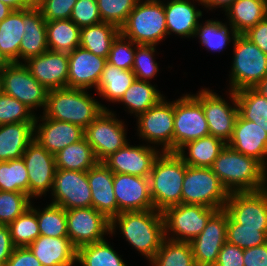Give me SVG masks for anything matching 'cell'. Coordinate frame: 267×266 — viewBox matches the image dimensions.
<instances>
[{
    "label": "cell",
    "mask_w": 267,
    "mask_h": 266,
    "mask_svg": "<svg viewBox=\"0 0 267 266\" xmlns=\"http://www.w3.org/2000/svg\"><path fill=\"white\" fill-rule=\"evenodd\" d=\"M163 97L155 106L140 114L135 131L139 141L157 147L161 152H174V99ZM137 128V129H136Z\"/></svg>",
    "instance_id": "obj_7"
},
{
    "label": "cell",
    "mask_w": 267,
    "mask_h": 266,
    "mask_svg": "<svg viewBox=\"0 0 267 266\" xmlns=\"http://www.w3.org/2000/svg\"><path fill=\"white\" fill-rule=\"evenodd\" d=\"M9 5L14 10L30 8L35 4V0H0Z\"/></svg>",
    "instance_id": "obj_59"
},
{
    "label": "cell",
    "mask_w": 267,
    "mask_h": 266,
    "mask_svg": "<svg viewBox=\"0 0 267 266\" xmlns=\"http://www.w3.org/2000/svg\"><path fill=\"white\" fill-rule=\"evenodd\" d=\"M14 9L0 1V22L5 19Z\"/></svg>",
    "instance_id": "obj_61"
},
{
    "label": "cell",
    "mask_w": 267,
    "mask_h": 266,
    "mask_svg": "<svg viewBox=\"0 0 267 266\" xmlns=\"http://www.w3.org/2000/svg\"><path fill=\"white\" fill-rule=\"evenodd\" d=\"M229 147L259 161L267 169V133L253 121L236 118Z\"/></svg>",
    "instance_id": "obj_25"
},
{
    "label": "cell",
    "mask_w": 267,
    "mask_h": 266,
    "mask_svg": "<svg viewBox=\"0 0 267 266\" xmlns=\"http://www.w3.org/2000/svg\"><path fill=\"white\" fill-rule=\"evenodd\" d=\"M153 83L135 79L116 104L121 103L126 113L137 118L165 97Z\"/></svg>",
    "instance_id": "obj_30"
},
{
    "label": "cell",
    "mask_w": 267,
    "mask_h": 266,
    "mask_svg": "<svg viewBox=\"0 0 267 266\" xmlns=\"http://www.w3.org/2000/svg\"><path fill=\"white\" fill-rule=\"evenodd\" d=\"M161 151L154 146L128 142L117 152L111 154L103 163L114 174H128L149 178L155 159Z\"/></svg>",
    "instance_id": "obj_17"
},
{
    "label": "cell",
    "mask_w": 267,
    "mask_h": 266,
    "mask_svg": "<svg viewBox=\"0 0 267 266\" xmlns=\"http://www.w3.org/2000/svg\"><path fill=\"white\" fill-rule=\"evenodd\" d=\"M209 135L202 104L190 92L174 99V153L184 144Z\"/></svg>",
    "instance_id": "obj_13"
},
{
    "label": "cell",
    "mask_w": 267,
    "mask_h": 266,
    "mask_svg": "<svg viewBox=\"0 0 267 266\" xmlns=\"http://www.w3.org/2000/svg\"><path fill=\"white\" fill-rule=\"evenodd\" d=\"M135 79L132 70H123L106 62L95 93L99 99L116 104Z\"/></svg>",
    "instance_id": "obj_34"
},
{
    "label": "cell",
    "mask_w": 267,
    "mask_h": 266,
    "mask_svg": "<svg viewBox=\"0 0 267 266\" xmlns=\"http://www.w3.org/2000/svg\"><path fill=\"white\" fill-rule=\"evenodd\" d=\"M34 203L32 201L31 206L8 225L14 247H28L40 236Z\"/></svg>",
    "instance_id": "obj_42"
},
{
    "label": "cell",
    "mask_w": 267,
    "mask_h": 266,
    "mask_svg": "<svg viewBox=\"0 0 267 266\" xmlns=\"http://www.w3.org/2000/svg\"><path fill=\"white\" fill-rule=\"evenodd\" d=\"M11 62L7 59V57L0 50V72L6 68Z\"/></svg>",
    "instance_id": "obj_62"
},
{
    "label": "cell",
    "mask_w": 267,
    "mask_h": 266,
    "mask_svg": "<svg viewBox=\"0 0 267 266\" xmlns=\"http://www.w3.org/2000/svg\"><path fill=\"white\" fill-rule=\"evenodd\" d=\"M237 34H244L267 16V0H236L224 13Z\"/></svg>",
    "instance_id": "obj_33"
},
{
    "label": "cell",
    "mask_w": 267,
    "mask_h": 266,
    "mask_svg": "<svg viewBox=\"0 0 267 266\" xmlns=\"http://www.w3.org/2000/svg\"><path fill=\"white\" fill-rule=\"evenodd\" d=\"M235 1L236 0H202V4L204 6L203 9L206 10L207 13L217 10L218 8L224 13Z\"/></svg>",
    "instance_id": "obj_58"
},
{
    "label": "cell",
    "mask_w": 267,
    "mask_h": 266,
    "mask_svg": "<svg viewBox=\"0 0 267 266\" xmlns=\"http://www.w3.org/2000/svg\"><path fill=\"white\" fill-rule=\"evenodd\" d=\"M225 143L212 135L184 144L176 154L187 166L211 168Z\"/></svg>",
    "instance_id": "obj_32"
},
{
    "label": "cell",
    "mask_w": 267,
    "mask_h": 266,
    "mask_svg": "<svg viewBox=\"0 0 267 266\" xmlns=\"http://www.w3.org/2000/svg\"><path fill=\"white\" fill-rule=\"evenodd\" d=\"M28 248L42 266H79L76 264L77 248L69 237L40 235Z\"/></svg>",
    "instance_id": "obj_27"
},
{
    "label": "cell",
    "mask_w": 267,
    "mask_h": 266,
    "mask_svg": "<svg viewBox=\"0 0 267 266\" xmlns=\"http://www.w3.org/2000/svg\"><path fill=\"white\" fill-rule=\"evenodd\" d=\"M24 65L48 91L67 87L68 53L47 50L41 55L30 58Z\"/></svg>",
    "instance_id": "obj_22"
},
{
    "label": "cell",
    "mask_w": 267,
    "mask_h": 266,
    "mask_svg": "<svg viewBox=\"0 0 267 266\" xmlns=\"http://www.w3.org/2000/svg\"><path fill=\"white\" fill-rule=\"evenodd\" d=\"M218 211L194 204H178L163 212L165 237L174 241L191 242L205 228L209 219Z\"/></svg>",
    "instance_id": "obj_11"
},
{
    "label": "cell",
    "mask_w": 267,
    "mask_h": 266,
    "mask_svg": "<svg viewBox=\"0 0 267 266\" xmlns=\"http://www.w3.org/2000/svg\"><path fill=\"white\" fill-rule=\"evenodd\" d=\"M211 169L229 193L267 188V169L255 158L237 152L227 144Z\"/></svg>",
    "instance_id": "obj_2"
},
{
    "label": "cell",
    "mask_w": 267,
    "mask_h": 266,
    "mask_svg": "<svg viewBox=\"0 0 267 266\" xmlns=\"http://www.w3.org/2000/svg\"><path fill=\"white\" fill-rule=\"evenodd\" d=\"M114 250V244L106 238L77 249V263L80 266H129L123 255ZM126 262V263H125Z\"/></svg>",
    "instance_id": "obj_37"
},
{
    "label": "cell",
    "mask_w": 267,
    "mask_h": 266,
    "mask_svg": "<svg viewBox=\"0 0 267 266\" xmlns=\"http://www.w3.org/2000/svg\"><path fill=\"white\" fill-rule=\"evenodd\" d=\"M70 20L80 28L101 23L97 0H77Z\"/></svg>",
    "instance_id": "obj_51"
},
{
    "label": "cell",
    "mask_w": 267,
    "mask_h": 266,
    "mask_svg": "<svg viewBox=\"0 0 267 266\" xmlns=\"http://www.w3.org/2000/svg\"><path fill=\"white\" fill-rule=\"evenodd\" d=\"M244 266H267V243L243 249Z\"/></svg>",
    "instance_id": "obj_56"
},
{
    "label": "cell",
    "mask_w": 267,
    "mask_h": 266,
    "mask_svg": "<svg viewBox=\"0 0 267 266\" xmlns=\"http://www.w3.org/2000/svg\"><path fill=\"white\" fill-rule=\"evenodd\" d=\"M4 266H42L28 247H15Z\"/></svg>",
    "instance_id": "obj_54"
},
{
    "label": "cell",
    "mask_w": 267,
    "mask_h": 266,
    "mask_svg": "<svg viewBox=\"0 0 267 266\" xmlns=\"http://www.w3.org/2000/svg\"><path fill=\"white\" fill-rule=\"evenodd\" d=\"M231 67L226 81L228 88L237 92L253 88L267 76V55L243 34L233 42Z\"/></svg>",
    "instance_id": "obj_6"
},
{
    "label": "cell",
    "mask_w": 267,
    "mask_h": 266,
    "mask_svg": "<svg viewBox=\"0 0 267 266\" xmlns=\"http://www.w3.org/2000/svg\"><path fill=\"white\" fill-rule=\"evenodd\" d=\"M1 92L16 98L36 115L46 107L48 90L29 72L24 63H10L0 72ZM39 109V110H38Z\"/></svg>",
    "instance_id": "obj_12"
},
{
    "label": "cell",
    "mask_w": 267,
    "mask_h": 266,
    "mask_svg": "<svg viewBox=\"0 0 267 266\" xmlns=\"http://www.w3.org/2000/svg\"><path fill=\"white\" fill-rule=\"evenodd\" d=\"M120 33L136 44L161 45L168 38L163 0H139Z\"/></svg>",
    "instance_id": "obj_5"
},
{
    "label": "cell",
    "mask_w": 267,
    "mask_h": 266,
    "mask_svg": "<svg viewBox=\"0 0 267 266\" xmlns=\"http://www.w3.org/2000/svg\"><path fill=\"white\" fill-rule=\"evenodd\" d=\"M185 173L186 164L176 153L159 154L149 175L150 194L155 210L163 212L167 207L181 204Z\"/></svg>",
    "instance_id": "obj_4"
},
{
    "label": "cell",
    "mask_w": 267,
    "mask_h": 266,
    "mask_svg": "<svg viewBox=\"0 0 267 266\" xmlns=\"http://www.w3.org/2000/svg\"><path fill=\"white\" fill-rule=\"evenodd\" d=\"M139 0H97L102 22L121 28Z\"/></svg>",
    "instance_id": "obj_48"
},
{
    "label": "cell",
    "mask_w": 267,
    "mask_h": 266,
    "mask_svg": "<svg viewBox=\"0 0 267 266\" xmlns=\"http://www.w3.org/2000/svg\"><path fill=\"white\" fill-rule=\"evenodd\" d=\"M85 137L81 126L65 121L53 120L37 114L34 123V139L49 153L56 155L68 145Z\"/></svg>",
    "instance_id": "obj_20"
},
{
    "label": "cell",
    "mask_w": 267,
    "mask_h": 266,
    "mask_svg": "<svg viewBox=\"0 0 267 266\" xmlns=\"http://www.w3.org/2000/svg\"><path fill=\"white\" fill-rule=\"evenodd\" d=\"M224 210L235 223L243 227L267 228V188L230 193Z\"/></svg>",
    "instance_id": "obj_18"
},
{
    "label": "cell",
    "mask_w": 267,
    "mask_h": 266,
    "mask_svg": "<svg viewBox=\"0 0 267 266\" xmlns=\"http://www.w3.org/2000/svg\"><path fill=\"white\" fill-rule=\"evenodd\" d=\"M42 208L36 205V215L40 235L52 237H68L66 210L49 202Z\"/></svg>",
    "instance_id": "obj_43"
},
{
    "label": "cell",
    "mask_w": 267,
    "mask_h": 266,
    "mask_svg": "<svg viewBox=\"0 0 267 266\" xmlns=\"http://www.w3.org/2000/svg\"><path fill=\"white\" fill-rule=\"evenodd\" d=\"M159 46L135 43V56L132 72L137 80L152 82L161 71L156 61Z\"/></svg>",
    "instance_id": "obj_45"
},
{
    "label": "cell",
    "mask_w": 267,
    "mask_h": 266,
    "mask_svg": "<svg viewBox=\"0 0 267 266\" xmlns=\"http://www.w3.org/2000/svg\"><path fill=\"white\" fill-rule=\"evenodd\" d=\"M0 190L23 192L29 196V178L21 158L0 162Z\"/></svg>",
    "instance_id": "obj_44"
},
{
    "label": "cell",
    "mask_w": 267,
    "mask_h": 266,
    "mask_svg": "<svg viewBox=\"0 0 267 266\" xmlns=\"http://www.w3.org/2000/svg\"><path fill=\"white\" fill-rule=\"evenodd\" d=\"M90 90L59 88L47 93L43 115L53 120L76 124L85 129L104 109H109L91 95Z\"/></svg>",
    "instance_id": "obj_3"
},
{
    "label": "cell",
    "mask_w": 267,
    "mask_h": 266,
    "mask_svg": "<svg viewBox=\"0 0 267 266\" xmlns=\"http://www.w3.org/2000/svg\"><path fill=\"white\" fill-rule=\"evenodd\" d=\"M113 186L117 201V215L126 211L154 209L149 178L128 174H114Z\"/></svg>",
    "instance_id": "obj_21"
},
{
    "label": "cell",
    "mask_w": 267,
    "mask_h": 266,
    "mask_svg": "<svg viewBox=\"0 0 267 266\" xmlns=\"http://www.w3.org/2000/svg\"><path fill=\"white\" fill-rule=\"evenodd\" d=\"M228 214L218 210L203 231L190 244L196 266H214L222 246L227 242Z\"/></svg>",
    "instance_id": "obj_19"
},
{
    "label": "cell",
    "mask_w": 267,
    "mask_h": 266,
    "mask_svg": "<svg viewBox=\"0 0 267 266\" xmlns=\"http://www.w3.org/2000/svg\"><path fill=\"white\" fill-rule=\"evenodd\" d=\"M24 33V9L13 10L0 22V50L11 63H19V47Z\"/></svg>",
    "instance_id": "obj_35"
},
{
    "label": "cell",
    "mask_w": 267,
    "mask_h": 266,
    "mask_svg": "<svg viewBox=\"0 0 267 266\" xmlns=\"http://www.w3.org/2000/svg\"><path fill=\"white\" fill-rule=\"evenodd\" d=\"M216 17L201 20L198 27L196 28V33L194 38L199 39L200 46H203L207 52L219 53L228 46H231L238 35L235 29L224 20L219 21ZM204 21V22H203ZM231 44V45H230Z\"/></svg>",
    "instance_id": "obj_31"
},
{
    "label": "cell",
    "mask_w": 267,
    "mask_h": 266,
    "mask_svg": "<svg viewBox=\"0 0 267 266\" xmlns=\"http://www.w3.org/2000/svg\"><path fill=\"white\" fill-rule=\"evenodd\" d=\"M125 121L116 111L104 109L85 129V138L98 162H103L131 140L127 137ZM128 138V139H127Z\"/></svg>",
    "instance_id": "obj_10"
},
{
    "label": "cell",
    "mask_w": 267,
    "mask_h": 266,
    "mask_svg": "<svg viewBox=\"0 0 267 266\" xmlns=\"http://www.w3.org/2000/svg\"><path fill=\"white\" fill-rule=\"evenodd\" d=\"M66 218L68 237L77 249L110 240V220L93 207L66 210Z\"/></svg>",
    "instance_id": "obj_15"
},
{
    "label": "cell",
    "mask_w": 267,
    "mask_h": 266,
    "mask_svg": "<svg viewBox=\"0 0 267 266\" xmlns=\"http://www.w3.org/2000/svg\"><path fill=\"white\" fill-rule=\"evenodd\" d=\"M220 95L214 89L201 87L192 95L202 104L205 118L208 123L209 135L222 140L225 144L231 140L234 124L238 116L236 94L232 90Z\"/></svg>",
    "instance_id": "obj_8"
},
{
    "label": "cell",
    "mask_w": 267,
    "mask_h": 266,
    "mask_svg": "<svg viewBox=\"0 0 267 266\" xmlns=\"http://www.w3.org/2000/svg\"><path fill=\"white\" fill-rule=\"evenodd\" d=\"M238 114L247 121H253L267 133V98L253 88L235 92Z\"/></svg>",
    "instance_id": "obj_41"
},
{
    "label": "cell",
    "mask_w": 267,
    "mask_h": 266,
    "mask_svg": "<svg viewBox=\"0 0 267 266\" xmlns=\"http://www.w3.org/2000/svg\"><path fill=\"white\" fill-rule=\"evenodd\" d=\"M229 194L211 168L186 165L181 203L222 210Z\"/></svg>",
    "instance_id": "obj_9"
},
{
    "label": "cell",
    "mask_w": 267,
    "mask_h": 266,
    "mask_svg": "<svg viewBox=\"0 0 267 266\" xmlns=\"http://www.w3.org/2000/svg\"><path fill=\"white\" fill-rule=\"evenodd\" d=\"M163 4L168 38L170 35H175V37L193 39L204 15L199 9L200 5L203 8L202 0H163Z\"/></svg>",
    "instance_id": "obj_24"
},
{
    "label": "cell",
    "mask_w": 267,
    "mask_h": 266,
    "mask_svg": "<svg viewBox=\"0 0 267 266\" xmlns=\"http://www.w3.org/2000/svg\"><path fill=\"white\" fill-rule=\"evenodd\" d=\"M77 0H35L46 21L70 19Z\"/></svg>",
    "instance_id": "obj_52"
},
{
    "label": "cell",
    "mask_w": 267,
    "mask_h": 266,
    "mask_svg": "<svg viewBox=\"0 0 267 266\" xmlns=\"http://www.w3.org/2000/svg\"><path fill=\"white\" fill-rule=\"evenodd\" d=\"M119 233L133 250L149 262L165 238L163 214L155 209L120 212L110 221V237Z\"/></svg>",
    "instance_id": "obj_1"
},
{
    "label": "cell",
    "mask_w": 267,
    "mask_h": 266,
    "mask_svg": "<svg viewBox=\"0 0 267 266\" xmlns=\"http://www.w3.org/2000/svg\"><path fill=\"white\" fill-rule=\"evenodd\" d=\"M150 266H196L190 242L164 238Z\"/></svg>",
    "instance_id": "obj_40"
},
{
    "label": "cell",
    "mask_w": 267,
    "mask_h": 266,
    "mask_svg": "<svg viewBox=\"0 0 267 266\" xmlns=\"http://www.w3.org/2000/svg\"><path fill=\"white\" fill-rule=\"evenodd\" d=\"M113 178L114 173L103 162H97L87 171L92 207L110 221L117 216V201L114 194Z\"/></svg>",
    "instance_id": "obj_26"
},
{
    "label": "cell",
    "mask_w": 267,
    "mask_h": 266,
    "mask_svg": "<svg viewBox=\"0 0 267 266\" xmlns=\"http://www.w3.org/2000/svg\"><path fill=\"white\" fill-rule=\"evenodd\" d=\"M135 56V43L121 33L113 41L107 63L123 70H132Z\"/></svg>",
    "instance_id": "obj_50"
},
{
    "label": "cell",
    "mask_w": 267,
    "mask_h": 266,
    "mask_svg": "<svg viewBox=\"0 0 267 266\" xmlns=\"http://www.w3.org/2000/svg\"><path fill=\"white\" fill-rule=\"evenodd\" d=\"M25 33L19 47V63L43 54L48 48L46 20L34 4L24 9Z\"/></svg>",
    "instance_id": "obj_28"
},
{
    "label": "cell",
    "mask_w": 267,
    "mask_h": 266,
    "mask_svg": "<svg viewBox=\"0 0 267 266\" xmlns=\"http://www.w3.org/2000/svg\"><path fill=\"white\" fill-rule=\"evenodd\" d=\"M55 162L57 169L87 172L98 161L92 147L84 137L60 150L55 155Z\"/></svg>",
    "instance_id": "obj_39"
},
{
    "label": "cell",
    "mask_w": 267,
    "mask_h": 266,
    "mask_svg": "<svg viewBox=\"0 0 267 266\" xmlns=\"http://www.w3.org/2000/svg\"><path fill=\"white\" fill-rule=\"evenodd\" d=\"M49 197L50 203L65 210L92 207L87 172L57 169Z\"/></svg>",
    "instance_id": "obj_16"
},
{
    "label": "cell",
    "mask_w": 267,
    "mask_h": 266,
    "mask_svg": "<svg viewBox=\"0 0 267 266\" xmlns=\"http://www.w3.org/2000/svg\"><path fill=\"white\" fill-rule=\"evenodd\" d=\"M22 159L28 171L29 197L34 201L47 197L52 191L57 170L55 155L33 139L24 151Z\"/></svg>",
    "instance_id": "obj_14"
},
{
    "label": "cell",
    "mask_w": 267,
    "mask_h": 266,
    "mask_svg": "<svg viewBox=\"0 0 267 266\" xmlns=\"http://www.w3.org/2000/svg\"><path fill=\"white\" fill-rule=\"evenodd\" d=\"M14 248L8 225L0 224V264L2 266L10 258Z\"/></svg>",
    "instance_id": "obj_57"
},
{
    "label": "cell",
    "mask_w": 267,
    "mask_h": 266,
    "mask_svg": "<svg viewBox=\"0 0 267 266\" xmlns=\"http://www.w3.org/2000/svg\"><path fill=\"white\" fill-rule=\"evenodd\" d=\"M253 89L267 98V76H265L256 86H254Z\"/></svg>",
    "instance_id": "obj_60"
},
{
    "label": "cell",
    "mask_w": 267,
    "mask_h": 266,
    "mask_svg": "<svg viewBox=\"0 0 267 266\" xmlns=\"http://www.w3.org/2000/svg\"><path fill=\"white\" fill-rule=\"evenodd\" d=\"M36 114L25 104L9 95L0 93V125L35 122Z\"/></svg>",
    "instance_id": "obj_49"
},
{
    "label": "cell",
    "mask_w": 267,
    "mask_h": 266,
    "mask_svg": "<svg viewBox=\"0 0 267 266\" xmlns=\"http://www.w3.org/2000/svg\"><path fill=\"white\" fill-rule=\"evenodd\" d=\"M68 88L94 90L100 81L106 58L97 56L90 51L77 47L68 53Z\"/></svg>",
    "instance_id": "obj_23"
},
{
    "label": "cell",
    "mask_w": 267,
    "mask_h": 266,
    "mask_svg": "<svg viewBox=\"0 0 267 266\" xmlns=\"http://www.w3.org/2000/svg\"><path fill=\"white\" fill-rule=\"evenodd\" d=\"M32 201L23 192L0 190V224L9 225L31 206Z\"/></svg>",
    "instance_id": "obj_47"
},
{
    "label": "cell",
    "mask_w": 267,
    "mask_h": 266,
    "mask_svg": "<svg viewBox=\"0 0 267 266\" xmlns=\"http://www.w3.org/2000/svg\"><path fill=\"white\" fill-rule=\"evenodd\" d=\"M214 266H244L243 249L226 242L222 246Z\"/></svg>",
    "instance_id": "obj_53"
},
{
    "label": "cell",
    "mask_w": 267,
    "mask_h": 266,
    "mask_svg": "<svg viewBox=\"0 0 267 266\" xmlns=\"http://www.w3.org/2000/svg\"><path fill=\"white\" fill-rule=\"evenodd\" d=\"M119 34L120 28L106 22L82 27L79 46L107 59L112 43Z\"/></svg>",
    "instance_id": "obj_36"
},
{
    "label": "cell",
    "mask_w": 267,
    "mask_h": 266,
    "mask_svg": "<svg viewBox=\"0 0 267 266\" xmlns=\"http://www.w3.org/2000/svg\"><path fill=\"white\" fill-rule=\"evenodd\" d=\"M243 35L267 55V16Z\"/></svg>",
    "instance_id": "obj_55"
},
{
    "label": "cell",
    "mask_w": 267,
    "mask_h": 266,
    "mask_svg": "<svg viewBox=\"0 0 267 266\" xmlns=\"http://www.w3.org/2000/svg\"><path fill=\"white\" fill-rule=\"evenodd\" d=\"M34 123L0 125V162L21 158L34 139Z\"/></svg>",
    "instance_id": "obj_29"
},
{
    "label": "cell",
    "mask_w": 267,
    "mask_h": 266,
    "mask_svg": "<svg viewBox=\"0 0 267 266\" xmlns=\"http://www.w3.org/2000/svg\"><path fill=\"white\" fill-rule=\"evenodd\" d=\"M226 239L241 249L260 246L267 243V228L243 227L228 216Z\"/></svg>",
    "instance_id": "obj_46"
},
{
    "label": "cell",
    "mask_w": 267,
    "mask_h": 266,
    "mask_svg": "<svg viewBox=\"0 0 267 266\" xmlns=\"http://www.w3.org/2000/svg\"><path fill=\"white\" fill-rule=\"evenodd\" d=\"M46 29L49 50L71 53L79 47L81 28L70 19L46 21Z\"/></svg>",
    "instance_id": "obj_38"
}]
</instances>
